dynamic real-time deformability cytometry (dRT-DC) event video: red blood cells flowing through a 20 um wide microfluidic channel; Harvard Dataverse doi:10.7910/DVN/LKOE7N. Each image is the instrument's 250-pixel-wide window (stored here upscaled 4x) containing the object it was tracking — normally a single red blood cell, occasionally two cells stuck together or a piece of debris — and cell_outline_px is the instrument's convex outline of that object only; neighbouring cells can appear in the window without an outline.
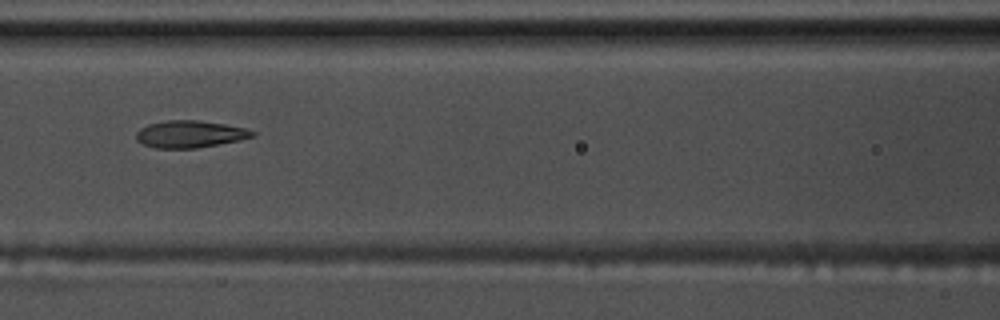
{"species": "common noctule bat (a hibernating species)", "species_latin": "Nyctalus noctula", "temperature_condition": "warm", "stored_images_in_passage": 5, "camera_frame_rate_fps": 3000, "um_per_image_px": 0.085, "animal": {"sex": "male", "body_mass_g": 17.5, "forearm_length_mm": 52.3}, "frame": {"image": 1, "passage_image": 3, "time_ms": 0.667, "image_size_px": [1000, 320], "cell_outline_px": [[256, 136], [240, 140], [196, 148], [156, 148], [144, 144], [136, 140], [136, 132], [140, 128], [148, 124], [168, 120], [200, 120], [224, 124], [244, 128], [256, 132]], "centroid_in_image_um": [16.14, 11.39], "position_along_channel_um": 150.5, "area_um2": 18.32}}
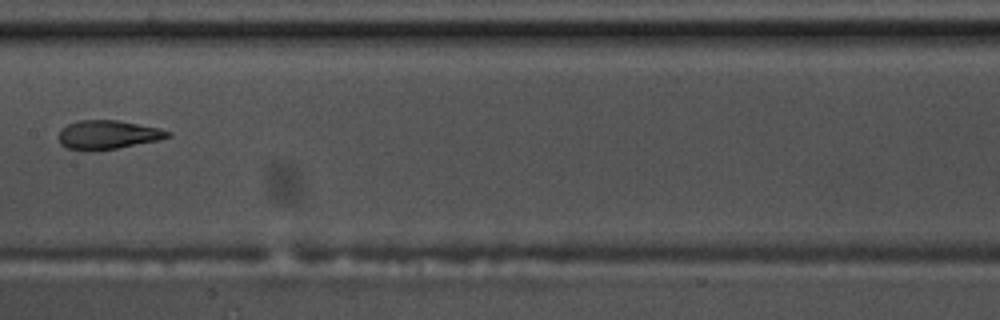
{"frame": {"image": 2, "passage_image": 4, "time_ms": 1.0, "image_size_px": [1000, 320], "cell_outline_px": [[172, 136], [160, 140], [116, 148], [68, 148], [60, 144], [60, 132], [68, 124], [80, 120], [116, 120], [160, 128], [172, 132]], "centroid_in_image_um": [9.26, 11.42], "position_along_channel_um": 198.1, "area_um2": 17.63}}